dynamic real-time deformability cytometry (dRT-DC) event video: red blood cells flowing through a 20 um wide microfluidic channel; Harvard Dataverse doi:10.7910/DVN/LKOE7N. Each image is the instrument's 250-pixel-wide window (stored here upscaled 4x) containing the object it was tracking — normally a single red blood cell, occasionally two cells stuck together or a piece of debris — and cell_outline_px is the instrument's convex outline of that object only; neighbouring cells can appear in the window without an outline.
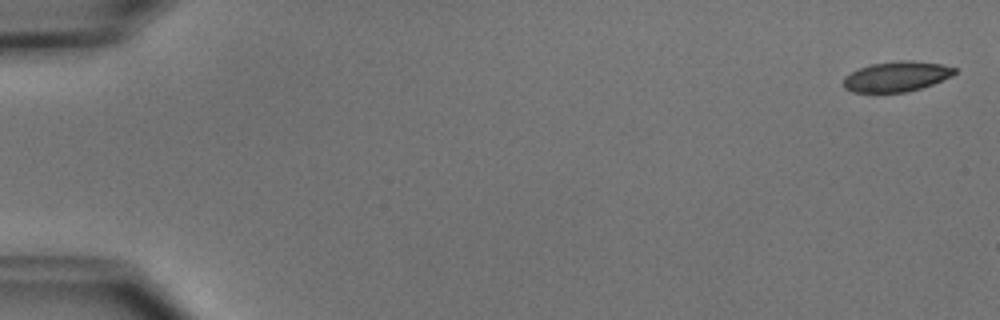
{"species": "common noctule bat (a hibernating species)", "species_latin": "Nyctalus noctula", "temperature_condition": "cold", "stored_images_in_passage": 5, "camera_frame_rate_fps": 3000, "um_per_image_px": 0.085, "animal": {"sex": "male", "body_mass_g": 15.6}, "frame": {"image": 1, "passage_image": 1, "time_ms": 0.0, "image_size_px": [1000, 320], "cell_outline_px": [[956, 72], [952, 76], [932, 84], [920, 88], [904, 92], [852, 92], [844, 88], [844, 76], [860, 68], [872, 64], [900, 60], [912, 60], [940, 64], [956, 68]], "centroid_in_image_um": [76.21, 6.5], "position_along_channel_um": 8.8, "area_um2": 19.36}}
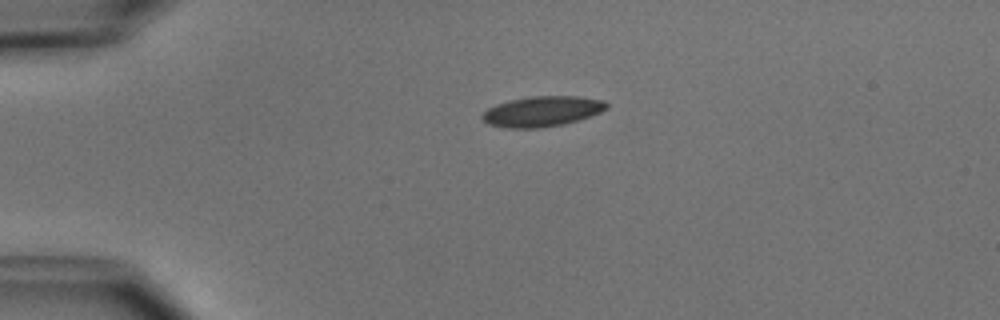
{"frame": {"image": 2, "passage_image": 4, "time_ms": 3.667, "image_size_px": [1000, 320], "cell_outline_px": [[608, 108], [600, 112], [564, 124], [540, 128], [504, 128], [488, 124], [480, 120], [480, 116], [488, 108], [496, 104], [528, 96], [576, 96], [604, 100], [608, 104]], "centroid_in_image_um": [46.04, 9.47], "position_along_channel_um": 39.0, "area_um2": 22.02}}